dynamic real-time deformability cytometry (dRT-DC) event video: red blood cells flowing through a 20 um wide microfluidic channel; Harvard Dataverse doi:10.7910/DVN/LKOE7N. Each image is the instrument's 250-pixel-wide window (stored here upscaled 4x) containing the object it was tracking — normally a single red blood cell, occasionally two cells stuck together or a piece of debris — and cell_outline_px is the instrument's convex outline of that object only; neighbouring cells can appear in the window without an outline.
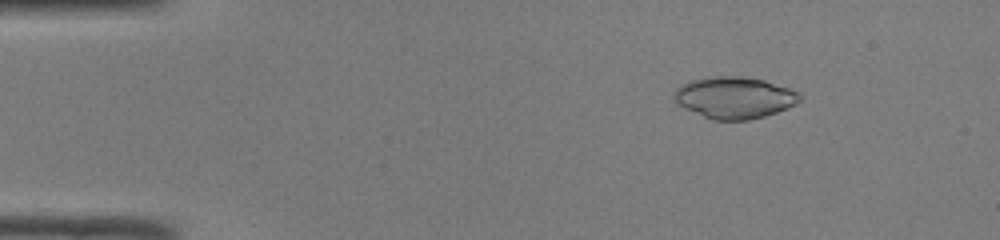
{"species": "common noctule bat (a hibernating species)", "species_latin": "Nyctalus noctula", "temperature_condition": "room temperature", "stored_images_in_passage": 45, "camera_frame_rate_fps": 3000, "um_per_image_px": 0.085, "animal": {"sex": "male", "body_mass_g": 19.0, "forearm_length_mm": 50.8}, "frame": {"image": 1, "passage_image": 3, "time_ms": 0.667, "image_size_px": [1000, 240], "cell_outline_px": [[800, 100], [796, 104], [776, 112], [764, 116], [748, 120], [712, 120], [684, 108], [676, 104], [672, 96], [676, 88], [680, 84], [688, 80], [716, 76], [740, 76], [764, 80], [800, 92]], "centroid_in_image_um": [62.37, 8.29], "position_along_channel_um": 22.6, "area_um2": 30.63}}
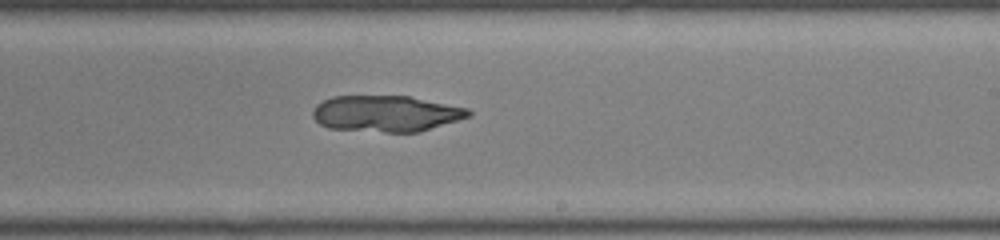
{"frame": {"image": 2, "passage_image": 26, "time_ms": 8.333, "image_size_px": [1000, 240], "cell_outline_px": [[472, 116], [420, 132], [384, 132], [328, 128], [320, 124], [312, 116], [312, 112], [316, 104], [332, 96], [408, 96], [468, 108], [472, 112]], "centroid_in_image_um": [32.82, 9.66], "position_along_channel_um": 256.2, "area_um2": 32.95}}
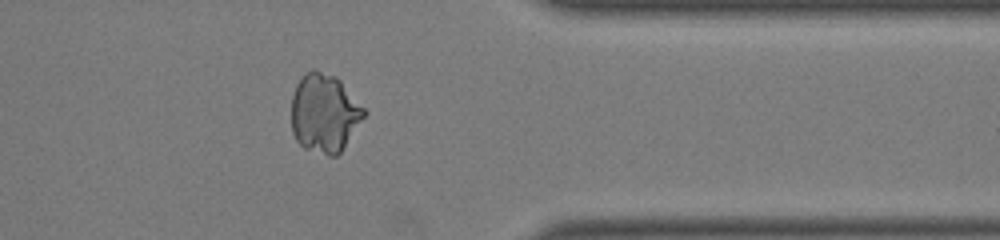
{"frame": {"image": 3, "passage_image": 36, "time_ms": 11.667, "image_size_px": [1000, 240], "cell_outline_px": [[368, 112], [340, 152], [336, 156], [328, 156], [304, 148], [296, 140], [292, 132], [292, 96], [296, 84], [312, 68], [336, 76], [340, 80]], "centroid_in_image_um": [27.58, 9.62], "position_along_channel_um": 383.8, "area_um2": 33.23}}